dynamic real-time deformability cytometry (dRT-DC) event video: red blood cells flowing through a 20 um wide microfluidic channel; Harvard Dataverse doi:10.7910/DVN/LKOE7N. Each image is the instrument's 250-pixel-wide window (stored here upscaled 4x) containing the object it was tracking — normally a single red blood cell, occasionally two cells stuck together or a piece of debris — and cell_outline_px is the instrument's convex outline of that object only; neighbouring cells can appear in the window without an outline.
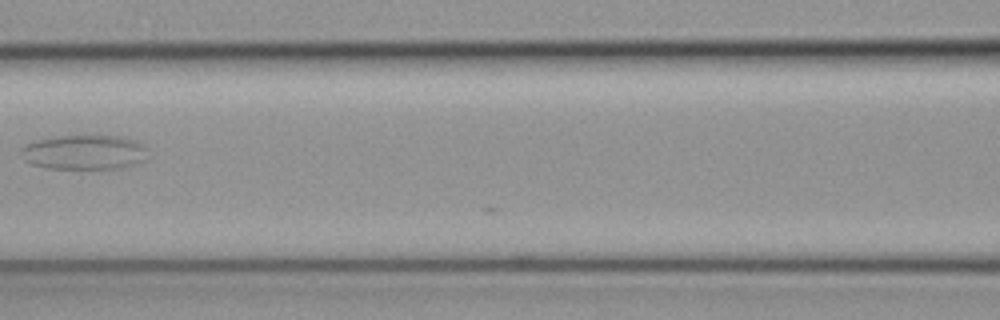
{"species": "common noctule bat (a hibernating species)", "species_latin": "Nyctalus noctula", "temperature_condition": "cold", "stored_images_in_passage": 12, "camera_frame_rate_fps": 3000, "um_per_image_px": 0.085, "animal": {"sex": "female", "body_mass_g": 19.3, "forearm_length_mm": 54.1}, "frame": {"image": 1, "passage_image": 8, "time_ms": 2.333, "image_size_px": [1000, 320], "cell_outline_px": [[144, 160], [120, 168], [48, 168], [32, 164], [24, 160], [20, 148], [36, 140], [52, 136], [80, 132], [120, 136], [144, 144]], "centroid_in_image_um": [7.1, 12.87], "position_along_channel_um": 159.5, "area_um2": 26.13}}